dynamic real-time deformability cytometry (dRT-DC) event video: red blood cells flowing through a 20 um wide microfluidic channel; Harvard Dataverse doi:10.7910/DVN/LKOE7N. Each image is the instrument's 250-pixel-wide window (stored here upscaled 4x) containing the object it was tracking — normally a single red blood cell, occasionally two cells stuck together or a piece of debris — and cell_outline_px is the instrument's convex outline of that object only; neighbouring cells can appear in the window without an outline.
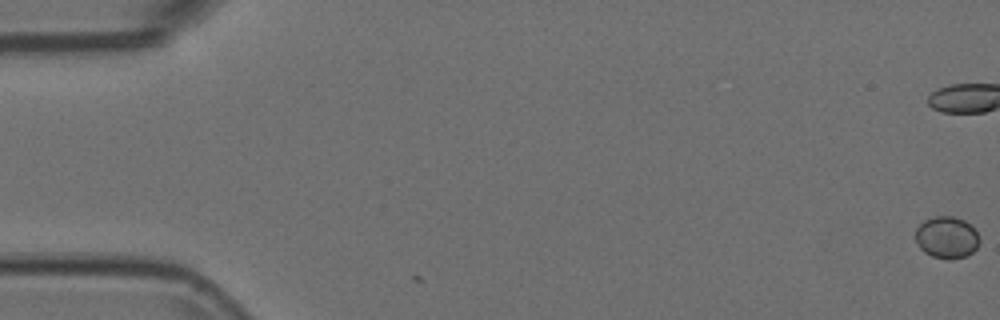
{"species": "Egyptian fruit bat (a non-hibernating species)", "species_latin": "Rousettus aegyptiacus", "temperature_condition": "room temperature", "stored_images_in_passage": 2, "camera_frame_rate_fps": 3000, "um_per_image_px": 0.085, "animal": {"sex": "female"}, "frame": {"image": 1, "passage_image": 2, "time_ms": 0.333, "image_size_px": [1000, 320], "cell_outline_px": [[980, 240], [976, 248], [968, 256], [952, 260], [948, 260], [932, 256], [924, 252], [920, 248], [916, 240], [916, 228], [924, 220], [932, 216], [952, 216], [964, 220], [980, 236]], "centroid_in_image_um": [80.47, 20.19], "position_along_channel_um": 4.5, "area_um2": 15.72}}